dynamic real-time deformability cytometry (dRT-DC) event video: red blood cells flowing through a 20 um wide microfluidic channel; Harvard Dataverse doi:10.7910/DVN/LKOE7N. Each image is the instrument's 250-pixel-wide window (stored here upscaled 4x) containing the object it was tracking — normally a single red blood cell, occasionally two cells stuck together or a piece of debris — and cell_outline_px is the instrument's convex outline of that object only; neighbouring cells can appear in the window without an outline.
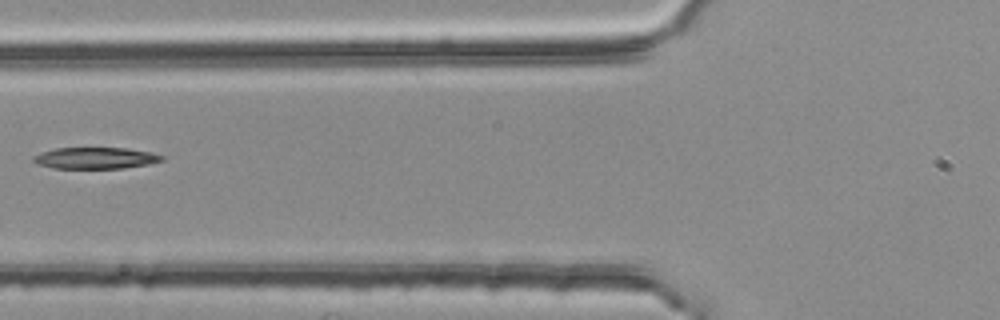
{"species": "common noctule bat (a hibernating species)", "species_latin": "Nyctalus noctula", "temperature_condition": "room temperature", "stored_images_in_passage": 5, "camera_frame_rate_fps": 3000, "um_per_image_px": 0.085, "animal": {"sex": "female", "body_mass_g": 25.1}, "frame": {"image": 1, "passage_image": 5, "time_ms": 1.333, "image_size_px": [1000, 320], "cell_outline_px": [[164, 160], [148, 164], [124, 168], [52, 168], [36, 164], [32, 160], [32, 156], [56, 148], [128, 148], [152, 152], [164, 156]], "centroid_in_image_um": [8.13, 13.43], "position_along_channel_um": 117.7, "area_um2": 16.07}}